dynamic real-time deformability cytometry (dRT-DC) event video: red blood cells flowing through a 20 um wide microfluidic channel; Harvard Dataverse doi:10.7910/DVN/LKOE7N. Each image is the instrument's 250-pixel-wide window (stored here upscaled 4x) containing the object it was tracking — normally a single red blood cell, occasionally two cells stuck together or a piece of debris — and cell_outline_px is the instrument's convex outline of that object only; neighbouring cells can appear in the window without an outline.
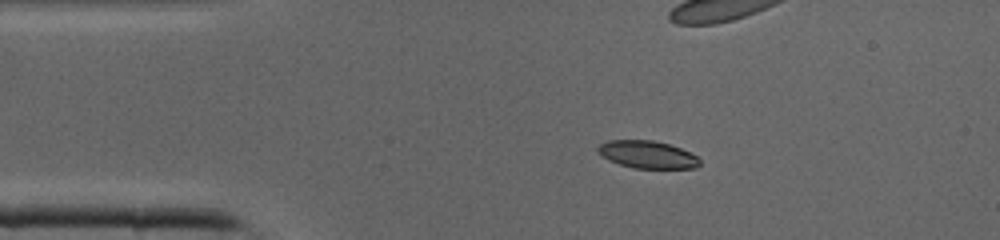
{"species": "common noctule bat (a hibernating species)", "species_latin": "Nyctalus noctula", "temperature_condition": "cold", "stored_images_in_passage": 40, "camera_frame_rate_fps": 3000, "um_per_image_px": 0.085, "animal": {"sex": "male", "body_mass_g": 19.0, "forearm_length_mm": 50.8}, "frame": {"image": 1, "passage_image": 7, "time_ms": 2.0, "image_size_px": [1000, 240], "cell_outline_px": [[700, 164], [696, 168], [632, 168], [608, 160], [596, 148], [600, 144], [608, 140], [652, 140], [668, 144], [680, 148], [696, 156], [700, 160]], "centroid_in_image_um": [55.03, 13.14], "position_along_channel_um": 30.0, "area_um2": 16.13}}